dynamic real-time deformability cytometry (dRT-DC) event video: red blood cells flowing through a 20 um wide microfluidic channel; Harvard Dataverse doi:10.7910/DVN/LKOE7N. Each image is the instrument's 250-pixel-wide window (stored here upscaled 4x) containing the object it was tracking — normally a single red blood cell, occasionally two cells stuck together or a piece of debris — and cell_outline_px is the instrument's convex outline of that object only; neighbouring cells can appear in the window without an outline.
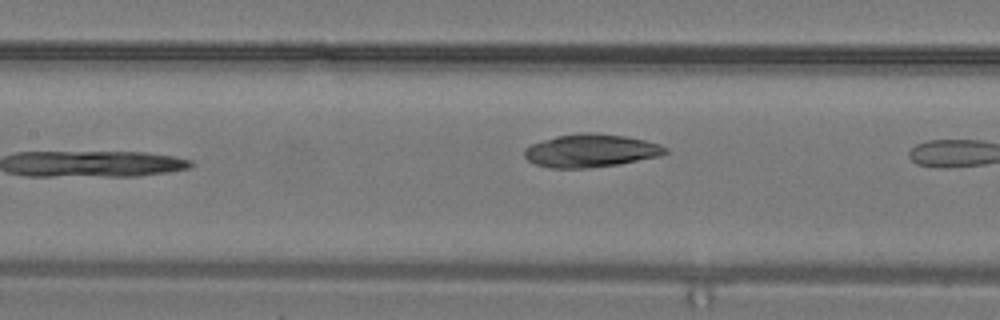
{"species": "common noctule bat (a hibernating species)", "species_latin": "Nyctalus noctula", "temperature_condition": "warm", "stored_images_in_passage": 9, "camera_frame_rate_fps": 3000, "um_per_image_px": 0.085, "animal": {"sex": "male", "body_mass_g": 19.2, "forearm_length_mm": 51.8}, "frame": {"image": 1, "passage_image": 9, "time_ms": 2.667, "image_size_px": [1000, 320], "cell_outline_px": [[668, 152], [660, 156], [620, 164], [592, 168], [548, 168], [532, 164], [524, 156], [524, 148], [532, 144], [556, 136], [580, 132], [596, 132], [624, 136], [644, 140], [660, 144], [668, 148]], "centroid_in_image_um": [50.21, 12.81], "position_along_channel_um": 157.2, "area_um2": 27.46}}